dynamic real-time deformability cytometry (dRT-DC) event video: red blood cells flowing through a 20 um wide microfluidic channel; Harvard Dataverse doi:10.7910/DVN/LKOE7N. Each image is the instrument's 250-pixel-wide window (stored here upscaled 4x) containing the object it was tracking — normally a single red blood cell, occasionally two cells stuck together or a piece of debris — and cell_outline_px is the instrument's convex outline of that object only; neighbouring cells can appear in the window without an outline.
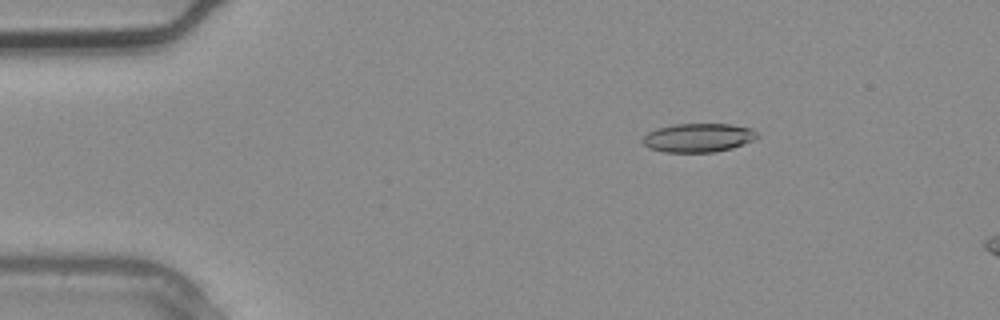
{"species": "common noctule bat (a hibernating species)", "species_latin": "Nyctalus noctula", "temperature_condition": "warm", "stored_images_in_passage": 4, "segment_of_instrument_passage": [1, 2], "camera_frame_rate_fps": 3000, "um_per_image_px": 0.085, "animal": {"sex": "male", "body_mass_g": 20.4}, "frame": {"image": 1, "passage_image": 2, "time_ms": 0.333, "image_size_px": [1000, 320], "cell_outline_px": [[760, 136], [752, 140], [732, 148], [716, 152], [664, 152], [648, 148], [640, 140], [648, 132], [656, 128], [672, 124], [732, 124], [752, 128]], "centroid_in_image_um": [59.33, 11.7], "position_along_channel_um": 25.7, "area_um2": 19.36}}